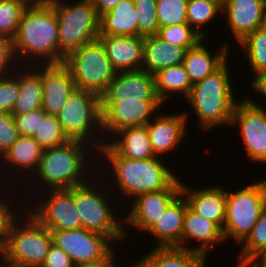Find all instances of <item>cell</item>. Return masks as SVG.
I'll list each match as a JSON object with an SVG mask.
<instances>
[{
	"label": "cell",
	"mask_w": 266,
	"mask_h": 267,
	"mask_svg": "<svg viewBox=\"0 0 266 267\" xmlns=\"http://www.w3.org/2000/svg\"><path fill=\"white\" fill-rule=\"evenodd\" d=\"M166 158L129 159L120 156L106 142L98 150L97 173L105 179L120 205L123 203L125 208L138 195L168 189L179 178L174 167L167 165L170 163L165 161Z\"/></svg>",
	"instance_id": "1"
},
{
	"label": "cell",
	"mask_w": 266,
	"mask_h": 267,
	"mask_svg": "<svg viewBox=\"0 0 266 267\" xmlns=\"http://www.w3.org/2000/svg\"><path fill=\"white\" fill-rule=\"evenodd\" d=\"M97 168L98 151L86 142L69 140L63 145L46 148L37 171L29 182H25L26 186L21 187L23 201L26 205L33 196L45 190L82 185L97 173Z\"/></svg>",
	"instance_id": "2"
},
{
	"label": "cell",
	"mask_w": 266,
	"mask_h": 267,
	"mask_svg": "<svg viewBox=\"0 0 266 267\" xmlns=\"http://www.w3.org/2000/svg\"><path fill=\"white\" fill-rule=\"evenodd\" d=\"M58 38L57 16L50 0L26 8L12 39L21 66L58 64Z\"/></svg>",
	"instance_id": "3"
},
{
	"label": "cell",
	"mask_w": 266,
	"mask_h": 267,
	"mask_svg": "<svg viewBox=\"0 0 266 267\" xmlns=\"http://www.w3.org/2000/svg\"><path fill=\"white\" fill-rule=\"evenodd\" d=\"M72 195L82 228L100 235H107L116 247L121 246L122 243L126 244L124 215H122L124 208L119 205L120 203L105 179L96 173L88 182L73 187ZM119 212L122 214L120 215Z\"/></svg>",
	"instance_id": "4"
},
{
	"label": "cell",
	"mask_w": 266,
	"mask_h": 267,
	"mask_svg": "<svg viewBox=\"0 0 266 267\" xmlns=\"http://www.w3.org/2000/svg\"><path fill=\"white\" fill-rule=\"evenodd\" d=\"M227 60L217 71L205 79L193 84L191 92L185 104H190L196 124L202 132L208 133L215 128L229 127L231 124L234 108L238 102L237 94Z\"/></svg>",
	"instance_id": "5"
},
{
	"label": "cell",
	"mask_w": 266,
	"mask_h": 267,
	"mask_svg": "<svg viewBox=\"0 0 266 267\" xmlns=\"http://www.w3.org/2000/svg\"><path fill=\"white\" fill-rule=\"evenodd\" d=\"M52 244L51 230L24 208L0 244V254L18 264L42 267Z\"/></svg>",
	"instance_id": "6"
},
{
	"label": "cell",
	"mask_w": 266,
	"mask_h": 267,
	"mask_svg": "<svg viewBox=\"0 0 266 267\" xmlns=\"http://www.w3.org/2000/svg\"><path fill=\"white\" fill-rule=\"evenodd\" d=\"M50 1L58 21L59 63H63L70 52L98 39L100 18L92 0Z\"/></svg>",
	"instance_id": "7"
},
{
	"label": "cell",
	"mask_w": 266,
	"mask_h": 267,
	"mask_svg": "<svg viewBox=\"0 0 266 267\" xmlns=\"http://www.w3.org/2000/svg\"><path fill=\"white\" fill-rule=\"evenodd\" d=\"M57 118L70 140L86 142L97 151L104 145L99 95L76 88Z\"/></svg>",
	"instance_id": "8"
},
{
	"label": "cell",
	"mask_w": 266,
	"mask_h": 267,
	"mask_svg": "<svg viewBox=\"0 0 266 267\" xmlns=\"http://www.w3.org/2000/svg\"><path fill=\"white\" fill-rule=\"evenodd\" d=\"M266 207V178L236 190H226V216L222 229L226 243L237 246L246 238ZM230 240L229 242H227Z\"/></svg>",
	"instance_id": "9"
},
{
	"label": "cell",
	"mask_w": 266,
	"mask_h": 267,
	"mask_svg": "<svg viewBox=\"0 0 266 267\" xmlns=\"http://www.w3.org/2000/svg\"><path fill=\"white\" fill-rule=\"evenodd\" d=\"M63 63L69 68L77 89L99 96L117 74L99 39L70 52Z\"/></svg>",
	"instance_id": "10"
},
{
	"label": "cell",
	"mask_w": 266,
	"mask_h": 267,
	"mask_svg": "<svg viewBox=\"0 0 266 267\" xmlns=\"http://www.w3.org/2000/svg\"><path fill=\"white\" fill-rule=\"evenodd\" d=\"M262 105L245 95L234 108L230 128L239 130L249 164L263 167L266 165V107Z\"/></svg>",
	"instance_id": "11"
},
{
	"label": "cell",
	"mask_w": 266,
	"mask_h": 267,
	"mask_svg": "<svg viewBox=\"0 0 266 267\" xmlns=\"http://www.w3.org/2000/svg\"><path fill=\"white\" fill-rule=\"evenodd\" d=\"M25 208L51 231L82 228L81 219L74 204L72 188L39 192Z\"/></svg>",
	"instance_id": "12"
},
{
	"label": "cell",
	"mask_w": 266,
	"mask_h": 267,
	"mask_svg": "<svg viewBox=\"0 0 266 267\" xmlns=\"http://www.w3.org/2000/svg\"><path fill=\"white\" fill-rule=\"evenodd\" d=\"M51 235L53 243L63 249L75 265L99 262L116 249V244L107 235L84 228L52 230Z\"/></svg>",
	"instance_id": "13"
},
{
	"label": "cell",
	"mask_w": 266,
	"mask_h": 267,
	"mask_svg": "<svg viewBox=\"0 0 266 267\" xmlns=\"http://www.w3.org/2000/svg\"><path fill=\"white\" fill-rule=\"evenodd\" d=\"M162 106L161 101L101 102L104 144L121 129L146 125Z\"/></svg>",
	"instance_id": "14"
},
{
	"label": "cell",
	"mask_w": 266,
	"mask_h": 267,
	"mask_svg": "<svg viewBox=\"0 0 266 267\" xmlns=\"http://www.w3.org/2000/svg\"><path fill=\"white\" fill-rule=\"evenodd\" d=\"M181 193V178L179 177L168 189L138 195L124 211V233L127 243L128 230L132 228L147 232L163 214L166 207ZM129 208V209H128ZM128 209V210H127ZM128 211V212H127ZM127 225V226H126ZM134 227V228H133Z\"/></svg>",
	"instance_id": "15"
},
{
	"label": "cell",
	"mask_w": 266,
	"mask_h": 267,
	"mask_svg": "<svg viewBox=\"0 0 266 267\" xmlns=\"http://www.w3.org/2000/svg\"><path fill=\"white\" fill-rule=\"evenodd\" d=\"M43 150L41 145L32 136H20L10 149L0 158L1 182L7 181L11 184H14L15 182L16 186L22 187V184L24 185L25 182H28L37 171ZM8 177H11L10 180Z\"/></svg>",
	"instance_id": "16"
},
{
	"label": "cell",
	"mask_w": 266,
	"mask_h": 267,
	"mask_svg": "<svg viewBox=\"0 0 266 267\" xmlns=\"http://www.w3.org/2000/svg\"><path fill=\"white\" fill-rule=\"evenodd\" d=\"M171 113V114H170ZM191 114L182 111L180 113L165 112L161 110L146 124L152 149L156 156H169L183 144L187 136L189 116ZM187 123V124H186ZM170 153V154H168Z\"/></svg>",
	"instance_id": "17"
},
{
	"label": "cell",
	"mask_w": 266,
	"mask_h": 267,
	"mask_svg": "<svg viewBox=\"0 0 266 267\" xmlns=\"http://www.w3.org/2000/svg\"><path fill=\"white\" fill-rule=\"evenodd\" d=\"M160 101L156 93L154 75L141 69L117 72L100 96V102Z\"/></svg>",
	"instance_id": "18"
},
{
	"label": "cell",
	"mask_w": 266,
	"mask_h": 267,
	"mask_svg": "<svg viewBox=\"0 0 266 267\" xmlns=\"http://www.w3.org/2000/svg\"><path fill=\"white\" fill-rule=\"evenodd\" d=\"M265 15V0H222L221 16L237 43L254 30L262 28Z\"/></svg>",
	"instance_id": "19"
},
{
	"label": "cell",
	"mask_w": 266,
	"mask_h": 267,
	"mask_svg": "<svg viewBox=\"0 0 266 267\" xmlns=\"http://www.w3.org/2000/svg\"><path fill=\"white\" fill-rule=\"evenodd\" d=\"M41 81L42 109L47 114L58 115L76 89L71 72L64 63L41 64Z\"/></svg>",
	"instance_id": "20"
},
{
	"label": "cell",
	"mask_w": 266,
	"mask_h": 267,
	"mask_svg": "<svg viewBox=\"0 0 266 267\" xmlns=\"http://www.w3.org/2000/svg\"><path fill=\"white\" fill-rule=\"evenodd\" d=\"M221 243L222 245L223 243L226 244L222 229L216 223L207 220L187 207L183 222L182 249L199 252L208 258V254L216 250L214 247Z\"/></svg>",
	"instance_id": "21"
},
{
	"label": "cell",
	"mask_w": 266,
	"mask_h": 267,
	"mask_svg": "<svg viewBox=\"0 0 266 267\" xmlns=\"http://www.w3.org/2000/svg\"><path fill=\"white\" fill-rule=\"evenodd\" d=\"M187 186L181 181V194L185 198L188 207L207 220L216 223L223 229L226 216V189L223 186L211 187ZM195 188V189H194ZM198 189V190H196Z\"/></svg>",
	"instance_id": "22"
},
{
	"label": "cell",
	"mask_w": 266,
	"mask_h": 267,
	"mask_svg": "<svg viewBox=\"0 0 266 267\" xmlns=\"http://www.w3.org/2000/svg\"><path fill=\"white\" fill-rule=\"evenodd\" d=\"M187 207L181 193L166 207L163 214L146 232L155 238L151 248H182L183 222Z\"/></svg>",
	"instance_id": "23"
},
{
	"label": "cell",
	"mask_w": 266,
	"mask_h": 267,
	"mask_svg": "<svg viewBox=\"0 0 266 267\" xmlns=\"http://www.w3.org/2000/svg\"><path fill=\"white\" fill-rule=\"evenodd\" d=\"M98 39L117 72L142 69L144 37L99 35Z\"/></svg>",
	"instance_id": "24"
},
{
	"label": "cell",
	"mask_w": 266,
	"mask_h": 267,
	"mask_svg": "<svg viewBox=\"0 0 266 267\" xmlns=\"http://www.w3.org/2000/svg\"><path fill=\"white\" fill-rule=\"evenodd\" d=\"M207 39L200 40L194 47L188 48L185 53L183 65L192 84L205 79L207 76L213 74L217 71L227 60L228 56H230V45L229 42L222 43L223 45H219L216 51L214 50L211 53V49H209L206 44L208 43ZM228 44V45H227Z\"/></svg>",
	"instance_id": "25"
},
{
	"label": "cell",
	"mask_w": 266,
	"mask_h": 267,
	"mask_svg": "<svg viewBox=\"0 0 266 267\" xmlns=\"http://www.w3.org/2000/svg\"><path fill=\"white\" fill-rule=\"evenodd\" d=\"M141 258V259H140ZM203 254L178 247L154 248L136 259L130 267H207Z\"/></svg>",
	"instance_id": "26"
},
{
	"label": "cell",
	"mask_w": 266,
	"mask_h": 267,
	"mask_svg": "<svg viewBox=\"0 0 266 267\" xmlns=\"http://www.w3.org/2000/svg\"><path fill=\"white\" fill-rule=\"evenodd\" d=\"M14 75L19 80V97L10 113L15 116L42 108L41 64L20 66Z\"/></svg>",
	"instance_id": "27"
},
{
	"label": "cell",
	"mask_w": 266,
	"mask_h": 267,
	"mask_svg": "<svg viewBox=\"0 0 266 267\" xmlns=\"http://www.w3.org/2000/svg\"><path fill=\"white\" fill-rule=\"evenodd\" d=\"M186 49L163 41L157 35L144 37L142 69L154 75L158 71L182 64Z\"/></svg>",
	"instance_id": "28"
},
{
	"label": "cell",
	"mask_w": 266,
	"mask_h": 267,
	"mask_svg": "<svg viewBox=\"0 0 266 267\" xmlns=\"http://www.w3.org/2000/svg\"><path fill=\"white\" fill-rule=\"evenodd\" d=\"M107 143L122 157L142 160L157 157L146 125L127 127L116 132Z\"/></svg>",
	"instance_id": "29"
},
{
	"label": "cell",
	"mask_w": 266,
	"mask_h": 267,
	"mask_svg": "<svg viewBox=\"0 0 266 267\" xmlns=\"http://www.w3.org/2000/svg\"><path fill=\"white\" fill-rule=\"evenodd\" d=\"M99 35L138 36V19L134 0H122L99 19Z\"/></svg>",
	"instance_id": "30"
},
{
	"label": "cell",
	"mask_w": 266,
	"mask_h": 267,
	"mask_svg": "<svg viewBox=\"0 0 266 267\" xmlns=\"http://www.w3.org/2000/svg\"><path fill=\"white\" fill-rule=\"evenodd\" d=\"M154 79L157 96L165 106L173 94L186 100L193 86L183 64L158 71Z\"/></svg>",
	"instance_id": "31"
},
{
	"label": "cell",
	"mask_w": 266,
	"mask_h": 267,
	"mask_svg": "<svg viewBox=\"0 0 266 267\" xmlns=\"http://www.w3.org/2000/svg\"><path fill=\"white\" fill-rule=\"evenodd\" d=\"M186 14L188 24L206 39L209 25L222 17V0H188Z\"/></svg>",
	"instance_id": "32"
},
{
	"label": "cell",
	"mask_w": 266,
	"mask_h": 267,
	"mask_svg": "<svg viewBox=\"0 0 266 267\" xmlns=\"http://www.w3.org/2000/svg\"><path fill=\"white\" fill-rule=\"evenodd\" d=\"M237 45L242 48L252 77L266 71V30L262 27L248 34Z\"/></svg>",
	"instance_id": "33"
},
{
	"label": "cell",
	"mask_w": 266,
	"mask_h": 267,
	"mask_svg": "<svg viewBox=\"0 0 266 267\" xmlns=\"http://www.w3.org/2000/svg\"><path fill=\"white\" fill-rule=\"evenodd\" d=\"M6 183L7 182H4V181L1 183V181H0V185L2 186V187L0 186V189H1L0 190V195H1L0 196V244L5 240L7 232L9 231L10 225L13 222V220L23 211L24 207L26 206L24 201H22L23 198H20V197H22V195L19 194V193H21L20 192L21 188L19 186H15V184H10L11 185L10 186L9 182L7 184ZM9 186H10V188H9ZM13 187H15L17 189L14 190ZM5 192L6 193L8 192V193L6 194ZM12 192H13V194H12ZM16 194H18V195H16ZM15 196H17V197L15 198ZM12 197H14V198H12ZM15 199H17V200H15ZM19 199H21L20 202H19ZM15 204H16V206H15ZM20 204H21V206H20Z\"/></svg>",
	"instance_id": "34"
},
{
	"label": "cell",
	"mask_w": 266,
	"mask_h": 267,
	"mask_svg": "<svg viewBox=\"0 0 266 267\" xmlns=\"http://www.w3.org/2000/svg\"><path fill=\"white\" fill-rule=\"evenodd\" d=\"M32 137L43 149L60 146L70 140L64 133L57 115L47 113L45 118H40V125Z\"/></svg>",
	"instance_id": "35"
},
{
	"label": "cell",
	"mask_w": 266,
	"mask_h": 267,
	"mask_svg": "<svg viewBox=\"0 0 266 267\" xmlns=\"http://www.w3.org/2000/svg\"><path fill=\"white\" fill-rule=\"evenodd\" d=\"M241 261H251L259 252L266 248V207L262 210L251 232L239 244Z\"/></svg>",
	"instance_id": "36"
},
{
	"label": "cell",
	"mask_w": 266,
	"mask_h": 267,
	"mask_svg": "<svg viewBox=\"0 0 266 267\" xmlns=\"http://www.w3.org/2000/svg\"><path fill=\"white\" fill-rule=\"evenodd\" d=\"M157 36L171 45L184 47L186 50L203 39L189 24L161 27Z\"/></svg>",
	"instance_id": "37"
},
{
	"label": "cell",
	"mask_w": 266,
	"mask_h": 267,
	"mask_svg": "<svg viewBox=\"0 0 266 267\" xmlns=\"http://www.w3.org/2000/svg\"><path fill=\"white\" fill-rule=\"evenodd\" d=\"M138 19V36L157 35L159 23L157 18V0H134Z\"/></svg>",
	"instance_id": "38"
},
{
	"label": "cell",
	"mask_w": 266,
	"mask_h": 267,
	"mask_svg": "<svg viewBox=\"0 0 266 267\" xmlns=\"http://www.w3.org/2000/svg\"><path fill=\"white\" fill-rule=\"evenodd\" d=\"M188 0H157V18L159 28L187 22Z\"/></svg>",
	"instance_id": "39"
},
{
	"label": "cell",
	"mask_w": 266,
	"mask_h": 267,
	"mask_svg": "<svg viewBox=\"0 0 266 267\" xmlns=\"http://www.w3.org/2000/svg\"><path fill=\"white\" fill-rule=\"evenodd\" d=\"M26 7L11 0H0V36L13 39Z\"/></svg>",
	"instance_id": "40"
},
{
	"label": "cell",
	"mask_w": 266,
	"mask_h": 267,
	"mask_svg": "<svg viewBox=\"0 0 266 267\" xmlns=\"http://www.w3.org/2000/svg\"><path fill=\"white\" fill-rule=\"evenodd\" d=\"M19 130L10 112L0 113V158L20 137Z\"/></svg>",
	"instance_id": "41"
},
{
	"label": "cell",
	"mask_w": 266,
	"mask_h": 267,
	"mask_svg": "<svg viewBox=\"0 0 266 267\" xmlns=\"http://www.w3.org/2000/svg\"><path fill=\"white\" fill-rule=\"evenodd\" d=\"M18 97V78L14 74L0 77V113L11 112Z\"/></svg>",
	"instance_id": "42"
},
{
	"label": "cell",
	"mask_w": 266,
	"mask_h": 267,
	"mask_svg": "<svg viewBox=\"0 0 266 267\" xmlns=\"http://www.w3.org/2000/svg\"><path fill=\"white\" fill-rule=\"evenodd\" d=\"M20 66L12 39L0 36V77L13 75Z\"/></svg>",
	"instance_id": "43"
},
{
	"label": "cell",
	"mask_w": 266,
	"mask_h": 267,
	"mask_svg": "<svg viewBox=\"0 0 266 267\" xmlns=\"http://www.w3.org/2000/svg\"><path fill=\"white\" fill-rule=\"evenodd\" d=\"M45 114L46 112L42 108H39L27 113L15 115L14 119L20 135L33 136L40 125V118H45Z\"/></svg>",
	"instance_id": "44"
},
{
	"label": "cell",
	"mask_w": 266,
	"mask_h": 267,
	"mask_svg": "<svg viewBox=\"0 0 266 267\" xmlns=\"http://www.w3.org/2000/svg\"><path fill=\"white\" fill-rule=\"evenodd\" d=\"M72 265L70 256L53 243L42 267H71Z\"/></svg>",
	"instance_id": "45"
},
{
	"label": "cell",
	"mask_w": 266,
	"mask_h": 267,
	"mask_svg": "<svg viewBox=\"0 0 266 267\" xmlns=\"http://www.w3.org/2000/svg\"><path fill=\"white\" fill-rule=\"evenodd\" d=\"M250 80V89H252L255 95H260L263 99H266V71L260 72ZM266 101V100H265Z\"/></svg>",
	"instance_id": "46"
},
{
	"label": "cell",
	"mask_w": 266,
	"mask_h": 267,
	"mask_svg": "<svg viewBox=\"0 0 266 267\" xmlns=\"http://www.w3.org/2000/svg\"><path fill=\"white\" fill-rule=\"evenodd\" d=\"M119 248H121V247H117L107 258H105L99 262L79 264V265H77V267H119V266L125 265L124 262H123V264H121V261H119V259L117 257L118 252H116V251L120 250ZM114 252H116V253H114ZM117 262H118V265H117ZM119 262H120V265H119Z\"/></svg>",
	"instance_id": "47"
},
{
	"label": "cell",
	"mask_w": 266,
	"mask_h": 267,
	"mask_svg": "<svg viewBox=\"0 0 266 267\" xmlns=\"http://www.w3.org/2000/svg\"><path fill=\"white\" fill-rule=\"evenodd\" d=\"M122 0H92L95 11L100 18L103 14L112 10Z\"/></svg>",
	"instance_id": "48"
},
{
	"label": "cell",
	"mask_w": 266,
	"mask_h": 267,
	"mask_svg": "<svg viewBox=\"0 0 266 267\" xmlns=\"http://www.w3.org/2000/svg\"><path fill=\"white\" fill-rule=\"evenodd\" d=\"M251 262L256 267H266V248H264L261 252H259Z\"/></svg>",
	"instance_id": "49"
},
{
	"label": "cell",
	"mask_w": 266,
	"mask_h": 267,
	"mask_svg": "<svg viewBox=\"0 0 266 267\" xmlns=\"http://www.w3.org/2000/svg\"><path fill=\"white\" fill-rule=\"evenodd\" d=\"M22 4L26 8L35 7L44 4L47 0H11Z\"/></svg>",
	"instance_id": "50"
},
{
	"label": "cell",
	"mask_w": 266,
	"mask_h": 267,
	"mask_svg": "<svg viewBox=\"0 0 266 267\" xmlns=\"http://www.w3.org/2000/svg\"><path fill=\"white\" fill-rule=\"evenodd\" d=\"M0 267H31V266L22 265V264H18V263L9 261V260L5 259V258L0 254Z\"/></svg>",
	"instance_id": "51"
},
{
	"label": "cell",
	"mask_w": 266,
	"mask_h": 267,
	"mask_svg": "<svg viewBox=\"0 0 266 267\" xmlns=\"http://www.w3.org/2000/svg\"><path fill=\"white\" fill-rule=\"evenodd\" d=\"M235 267H256L251 261L238 260Z\"/></svg>",
	"instance_id": "52"
},
{
	"label": "cell",
	"mask_w": 266,
	"mask_h": 267,
	"mask_svg": "<svg viewBox=\"0 0 266 267\" xmlns=\"http://www.w3.org/2000/svg\"><path fill=\"white\" fill-rule=\"evenodd\" d=\"M263 28L266 30V15H265V19H264V22H263Z\"/></svg>",
	"instance_id": "53"
}]
</instances>
